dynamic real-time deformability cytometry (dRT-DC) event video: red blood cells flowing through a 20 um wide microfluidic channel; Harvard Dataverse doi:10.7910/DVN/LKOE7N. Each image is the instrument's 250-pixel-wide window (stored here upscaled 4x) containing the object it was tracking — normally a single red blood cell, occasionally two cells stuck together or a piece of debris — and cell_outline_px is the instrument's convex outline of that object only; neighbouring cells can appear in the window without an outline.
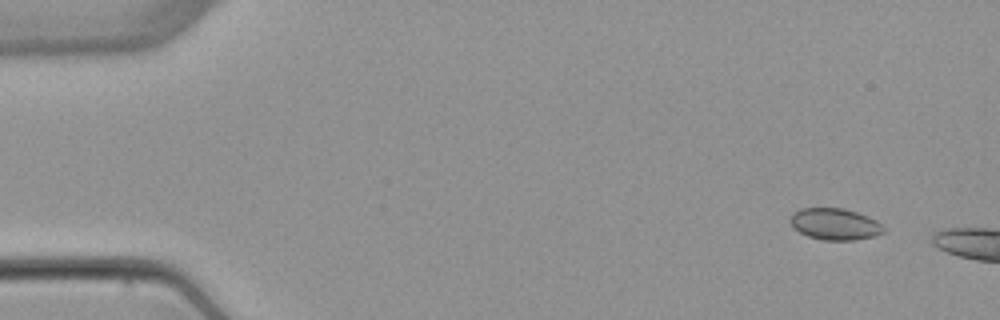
{"species": "common noctule bat (a hibernating species)", "species_latin": "Nyctalus noctula", "temperature_condition": "warm", "stored_images_in_passage": 6, "camera_frame_rate_fps": 3000, "um_per_image_px": 0.085, "animal": {"sex": "female", "body_mass_g": 22.7, "forearm_length_mm": 54.2}, "frame": {"image": 1, "passage_image": 1, "time_ms": 0.0, "image_size_px": [1000, 320], "cell_outline_px": [[884, 232], [876, 236], [852, 240], [824, 240], [808, 236], [800, 232], [792, 224], [792, 216], [800, 208], [844, 208], [868, 216], [876, 220], [884, 228]], "centroid_in_image_um": [71.02, 19.05], "position_along_channel_um": 14.0, "area_um2": 16.88}}
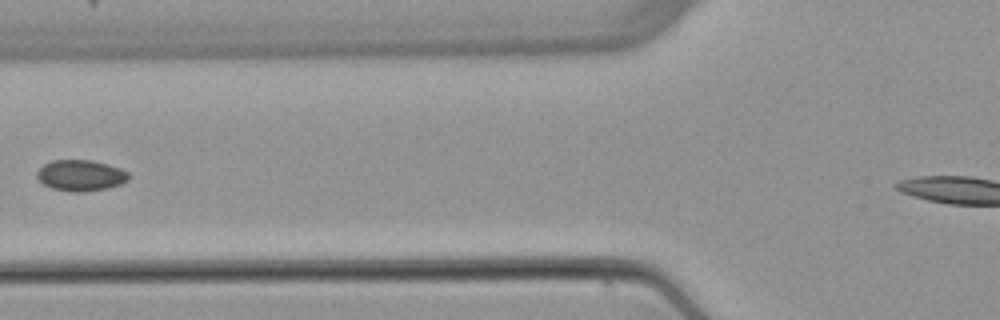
{"frame": {"image": 2, "passage_image": 5, "time_ms": 5.667, "image_size_px": [1000, 320], "cell_outline_px": [[132, 176], [128, 180], [120, 184], [104, 188], [84, 192], [72, 192], [52, 188], [44, 184], [36, 176], [36, 172], [44, 164], [52, 160], [92, 160], [108, 164], [120, 168], [128, 172]], "centroid_in_image_um": [6.87, 14.9], "position_along_channel_um": 118.9, "area_um2": 16.59}}
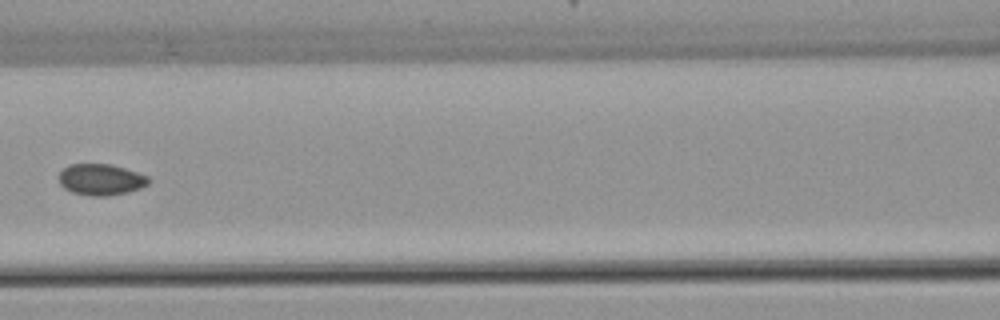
{"frame": {"image": 3, "passage_image": 6, "time_ms": 6.667, "image_size_px": [1000, 320], "cell_outline_px": [[152, 180], [148, 184], [140, 188], [128, 192], [108, 196], [92, 196], [72, 192], [64, 188], [60, 184], [60, 172], [68, 164], [112, 164], [148, 176]], "centroid_in_image_um": [8.59, 15.26], "position_along_channel_um": 158.0, "area_um2": 16.36}}